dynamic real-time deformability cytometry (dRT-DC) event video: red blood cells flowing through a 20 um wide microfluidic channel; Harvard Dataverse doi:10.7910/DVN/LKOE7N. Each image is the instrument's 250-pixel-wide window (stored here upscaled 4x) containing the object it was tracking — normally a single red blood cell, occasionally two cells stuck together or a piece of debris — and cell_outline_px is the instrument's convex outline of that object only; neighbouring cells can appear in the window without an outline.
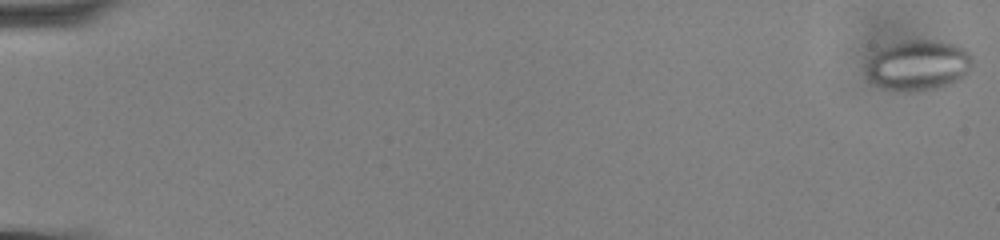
{"species": "common noctule bat (a hibernating species)", "species_latin": "Nyctalus noctula", "temperature_condition": "cold", "stored_images_in_passage": 59, "camera_frame_rate_fps": 3000, "um_per_image_px": 0.085, "animal": {"sex": "male", "body_mass_g": 13.0, "forearm_length_mm": 53.1}, "frame": {"image": 1, "passage_image": 1, "time_ms": 0.0, "image_size_px": [1000, 240], "cell_outline_px": [[972, 68], [960, 80], [936, 88], [908, 92], [884, 88], [876, 84], [868, 76], [868, 60], [880, 48], [904, 40], [940, 40], [956, 44], [964, 48], [972, 56]], "centroid_in_image_um": [78.1, 5.53], "position_along_channel_um": 6.9, "area_um2": 31.15}}
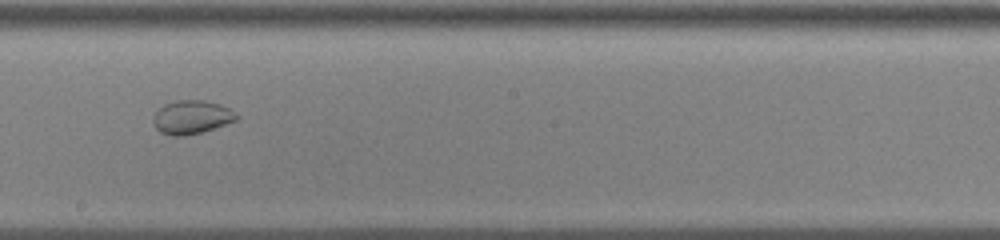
{"frame": {"image": 2, "passage_image": 35, "time_ms": 11.333, "image_size_px": [1000, 240], "cell_outline_px": [[240, 116], [236, 120], [200, 132], [184, 136], [172, 136], [160, 132], [156, 128], [152, 120], [156, 112], [164, 104], [176, 100], [204, 100], [220, 104], [228, 108]], "centroid_in_image_um": [16.27, 9.95], "position_along_channel_um": 231.9, "area_um2": 16.13}}
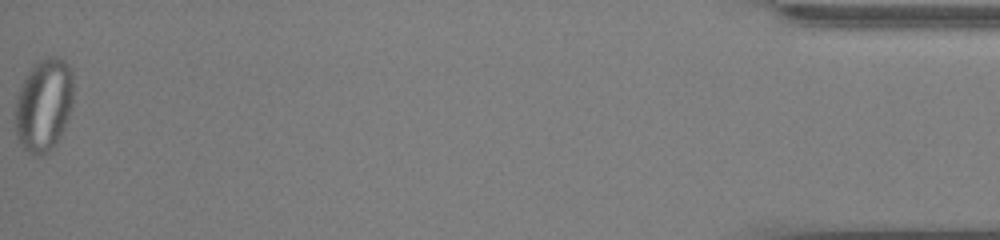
{"frame": {"image": 3, "passage_image": 59, "time_ms": 19.333, "image_size_px": [1000, 240], "cell_outline_px": [[72, 104], [64, 128], [56, 144], [40, 156], [36, 156], [28, 152], [20, 144], [16, 136], [16, 96], [28, 72], [40, 60], [52, 56], [64, 60], [68, 64], [72, 72]], "centroid_in_image_um": [3.72, 8.93], "position_along_channel_um": 431.5, "area_um2": 31.1}}